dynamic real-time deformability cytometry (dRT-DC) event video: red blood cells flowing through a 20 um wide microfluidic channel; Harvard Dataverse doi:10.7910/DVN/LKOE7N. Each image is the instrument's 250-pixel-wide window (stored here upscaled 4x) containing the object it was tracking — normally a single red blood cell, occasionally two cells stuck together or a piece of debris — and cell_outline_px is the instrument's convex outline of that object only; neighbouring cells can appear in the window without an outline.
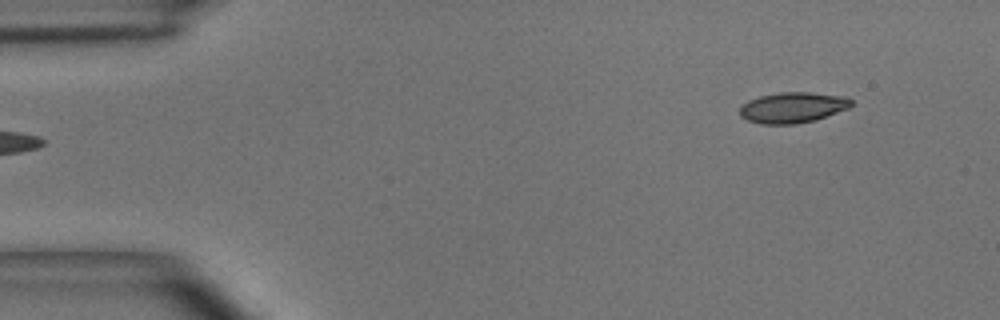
{"species": "common noctule bat (a hibernating species)", "species_latin": "Nyctalus noctula", "temperature_condition": "room temperature", "stored_images_in_passage": 5, "segment_of_instrument_passage": [2, 2], "camera_frame_rate_fps": 3000, "um_per_image_px": 0.085, "animal": {"sex": "male", "body_mass_g": 15.6}, "frame": {"image": 1, "passage_image": 5, "time_ms": 1.333, "image_size_px": [1000, 320], "cell_outline_px": [[852, 104], [848, 108], [816, 120], [796, 124], [760, 124], [748, 120], [740, 116], [740, 104], [748, 100], [760, 96], [780, 92], [812, 92], [848, 96], [852, 100]], "centroid_in_image_um": [67.38, 9.13], "position_along_channel_um": 17.6, "area_um2": 20.17}}